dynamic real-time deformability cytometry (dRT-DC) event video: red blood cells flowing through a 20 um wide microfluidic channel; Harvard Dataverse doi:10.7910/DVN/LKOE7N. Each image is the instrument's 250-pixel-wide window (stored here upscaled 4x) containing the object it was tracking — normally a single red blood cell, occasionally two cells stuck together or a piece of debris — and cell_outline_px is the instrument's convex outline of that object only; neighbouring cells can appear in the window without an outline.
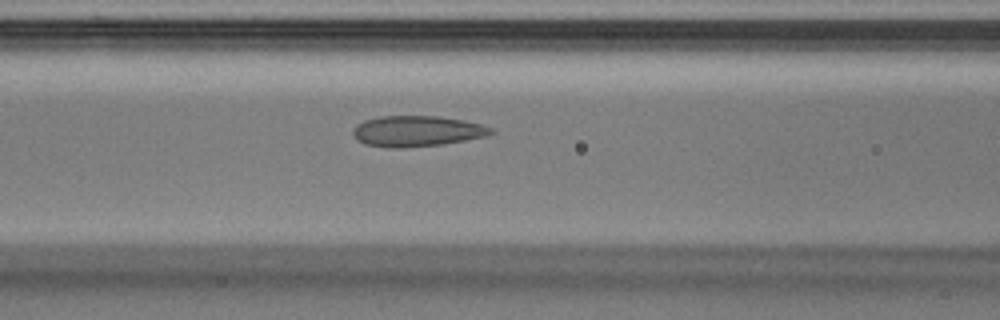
{"species": "Egyptian fruit bat (a non-hibernating species)", "species_latin": "Rousettus aegyptiacus", "temperature_condition": "warm", "stored_images_in_passage": 37, "camera_frame_rate_fps": 3000, "um_per_image_px": 0.085, "animal": {"sex": "male"}, "frame": {"image": 1, "passage_image": 16, "time_ms": 5.0, "image_size_px": [1000, 320], "cell_outline_px": [[496, 132], [484, 136], [464, 140], [440, 144], [400, 148], [392, 148], [364, 144], [352, 132], [356, 124], [364, 120], [380, 116], [436, 116], [464, 120], [480, 124], [492, 128]], "centroid_in_image_um": [35.43, 11.14], "position_along_channel_um": 131.2, "area_um2": 24.45}}
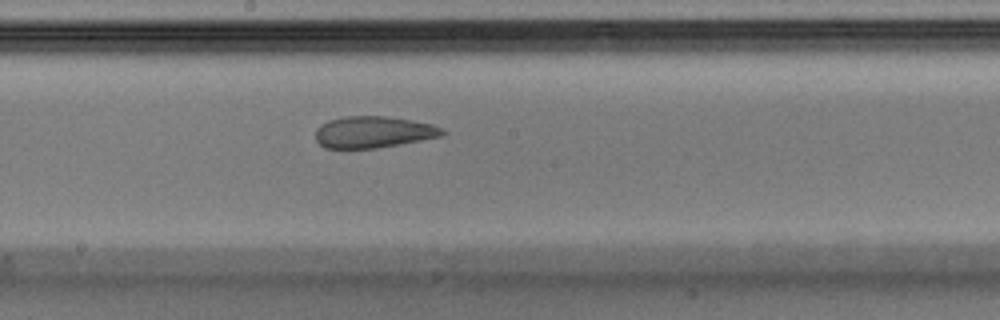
{"frame": {"image": 2, "passage_image": 21, "time_ms": 6.667, "image_size_px": [1000, 320], "cell_outline_px": [[448, 132], [444, 136], [400, 144], [376, 148], [324, 148], [316, 140], [316, 128], [320, 124], [328, 120], [344, 116], [384, 116], [412, 120], [432, 124], [444, 128]], "centroid_in_image_um": [31.77, 11.22], "position_along_channel_um": 216.4, "area_um2": 23.58}}
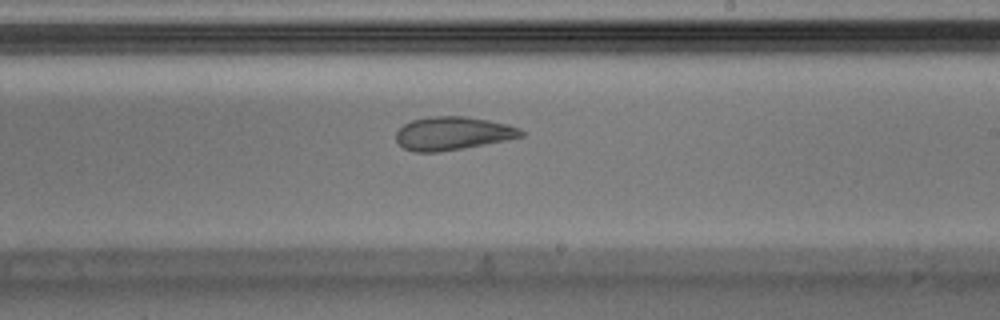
{"frame": {"image": 3, "passage_image": 23, "time_ms": 7.333, "image_size_px": [1000, 320], "cell_outline_px": [[524, 136], [508, 140], [440, 152], [412, 152], [404, 148], [396, 140], [396, 132], [404, 124], [412, 120], [432, 116], [464, 116], [488, 120], [508, 124], [520, 128], [524, 132]], "centroid_in_image_um": [38.5, 11.34], "position_along_channel_um": 250.5, "area_um2": 24.33}}